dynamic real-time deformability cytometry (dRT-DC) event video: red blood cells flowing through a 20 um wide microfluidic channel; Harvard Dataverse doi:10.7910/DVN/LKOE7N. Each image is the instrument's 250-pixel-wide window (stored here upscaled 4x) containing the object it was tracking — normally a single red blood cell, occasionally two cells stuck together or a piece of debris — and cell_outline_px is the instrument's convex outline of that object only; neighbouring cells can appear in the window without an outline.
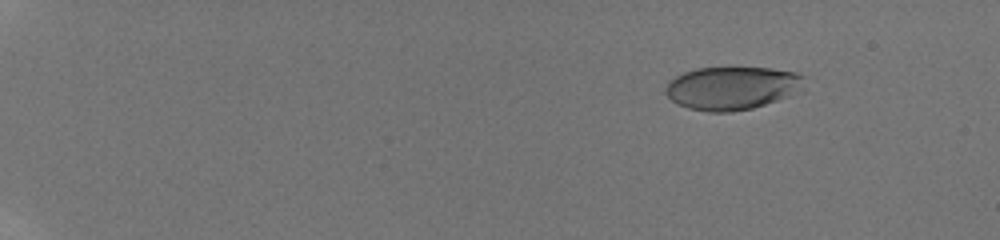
{"species": "human", "species_latin": "Homo sapiens", "temperature_condition": "room temperature", "stored_images_in_passage": 25, "camera_frame_rate_fps": 3000, "um_per_image_px": 0.085, "donor": {"sex": "male"}, "frame": {"image": 1, "passage_image": 6, "time_ms": 2.667, "image_size_px": [1000, 240], "cell_outline_px": [[804, 76], [788, 96], [752, 108], [732, 112], [708, 112], [688, 108], [676, 104], [664, 92], [664, 88], [668, 80], [684, 72], [696, 68], [768, 68], [796, 72]], "centroid_in_image_um": [62.07, 7.49], "position_along_channel_um": 22.9, "area_um2": 34.28}}
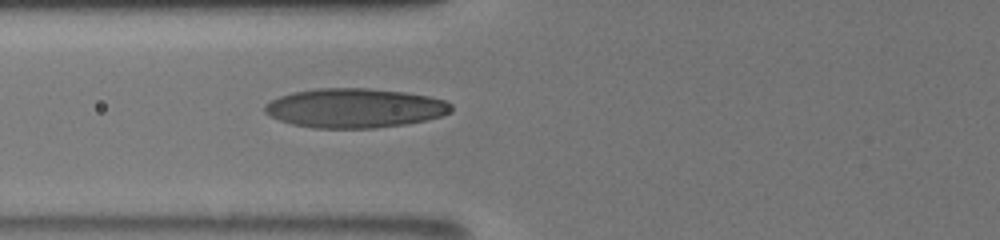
{"frame": {"image": 2, "passage_image": 22, "time_ms": 8.667, "image_size_px": [1000, 240], "cell_outline_px": [[452, 112], [440, 116], [408, 124], [372, 128], [312, 128], [292, 124], [280, 120], [264, 112], [264, 104], [280, 96], [292, 92], [316, 88], [368, 88], [404, 92], [428, 96], [444, 100], [452, 104]], "centroid_in_image_um": [30.15, 9.18], "position_along_channel_um": 95.7, "area_um2": 42.77}}
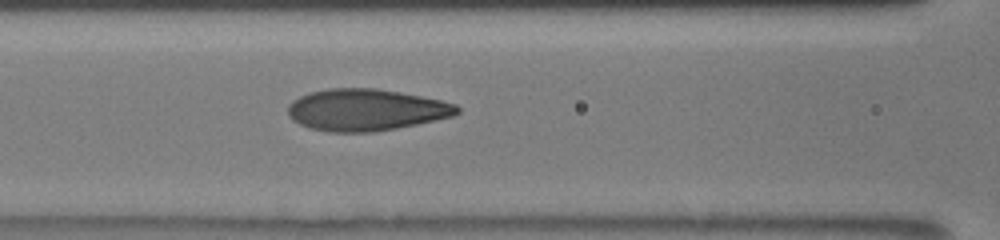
{"frame": {"image": 3, "passage_image": 25, "time_ms": 9.667, "image_size_px": [1000, 240], "cell_outline_px": [[460, 112], [452, 116], [416, 124], [396, 128], [372, 132], [328, 132], [308, 128], [292, 120], [288, 116], [288, 104], [292, 100], [308, 92], [328, 88], [376, 88], [400, 92], [440, 100], [456, 104], [460, 108]], "centroid_in_image_um": [31.06, 9.33], "position_along_channel_um": 135.5, "area_um2": 41.27}}